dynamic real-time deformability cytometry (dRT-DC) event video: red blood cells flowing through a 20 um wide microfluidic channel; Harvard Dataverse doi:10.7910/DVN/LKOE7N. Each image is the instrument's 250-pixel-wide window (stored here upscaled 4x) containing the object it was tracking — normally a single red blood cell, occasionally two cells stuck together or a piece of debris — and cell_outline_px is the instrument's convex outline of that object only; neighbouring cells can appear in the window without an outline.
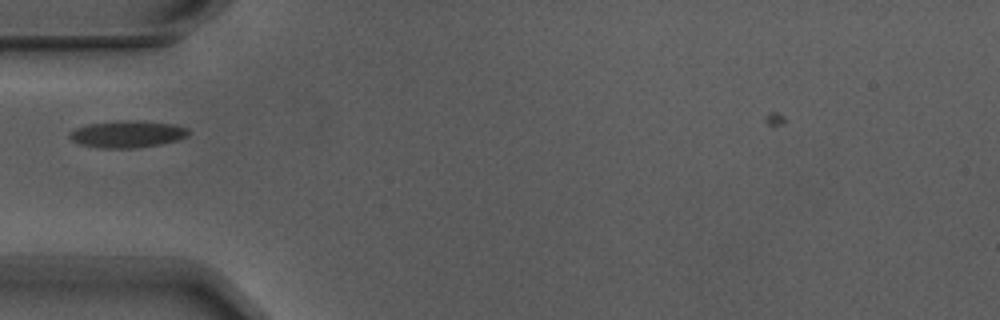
{"species": "Egyptian fruit bat (a non-hibernating species)", "species_latin": "Rousettus aegyptiacus", "temperature_condition": "warm", "stored_images_in_passage": 3, "camera_frame_rate_fps": 3000, "um_per_image_px": 0.085, "animal": {"sex": "male"}, "frame": {"image": 1, "passage_image": 1, "time_ms": 0.0, "image_size_px": [1000, 320], "cell_outline_px": [[188, 136], [176, 140], [160, 144], [132, 148], [100, 148], [80, 144], [72, 140], [68, 136], [68, 132], [76, 128], [88, 124], [124, 120], [128, 120], [176, 124], [188, 128]], "centroid_in_image_um": [10.8, 11.4], "position_along_channel_um": 74.2, "area_um2": 18.55}}
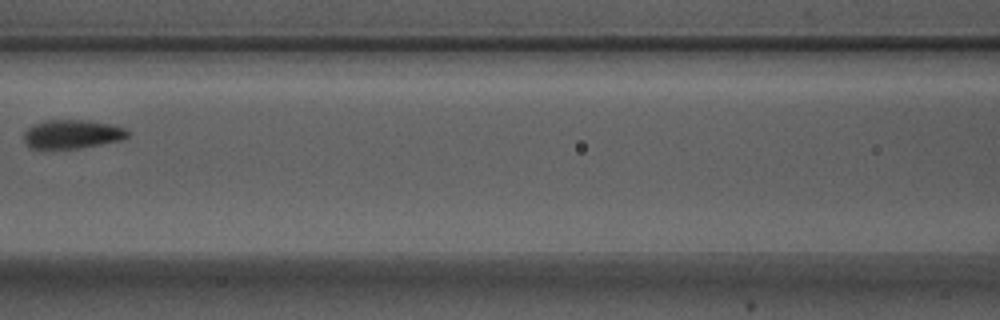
{"frame": {"image": 2, "passage_image": 3, "time_ms": 0.667, "image_size_px": [1000, 320], "cell_outline_px": [[132, 132], [128, 136], [120, 140], [80, 148], [32, 148], [24, 140], [24, 132], [32, 124], [44, 120], [88, 120], [112, 124], [124, 128]], "centroid_in_image_um": [6.15, 11.38], "position_along_channel_um": 160.4, "area_um2": 17.4}}